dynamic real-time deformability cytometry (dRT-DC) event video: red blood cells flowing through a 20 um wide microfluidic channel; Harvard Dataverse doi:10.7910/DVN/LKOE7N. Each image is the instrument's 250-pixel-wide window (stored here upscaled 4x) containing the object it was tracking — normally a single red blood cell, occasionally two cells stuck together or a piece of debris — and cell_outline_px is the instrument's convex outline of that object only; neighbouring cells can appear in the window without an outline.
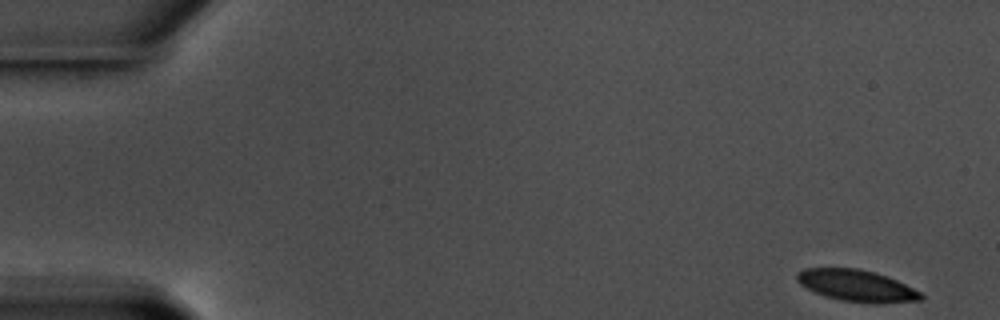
{"species": "common noctule bat (a hibernating species)", "species_latin": "Nyctalus noctula", "temperature_condition": "warm", "stored_images_in_passage": 56, "camera_frame_rate_fps": 3000, "um_per_image_px": 0.085, "animal": {"sex": "male", "body_mass_g": 17.5, "forearm_length_mm": 52.3}, "frame": {"image": 1, "passage_image": 1, "time_ms": 0.0, "image_size_px": [1000, 320], "cell_outline_px": [[924, 296], [920, 300], [840, 300], [816, 292], [800, 284], [796, 280], [796, 272], [804, 268], [860, 268], [896, 280], [920, 292]], "centroid_in_image_um": [72.69, 24.2], "position_along_channel_um": 12.3, "area_um2": 21.39}}
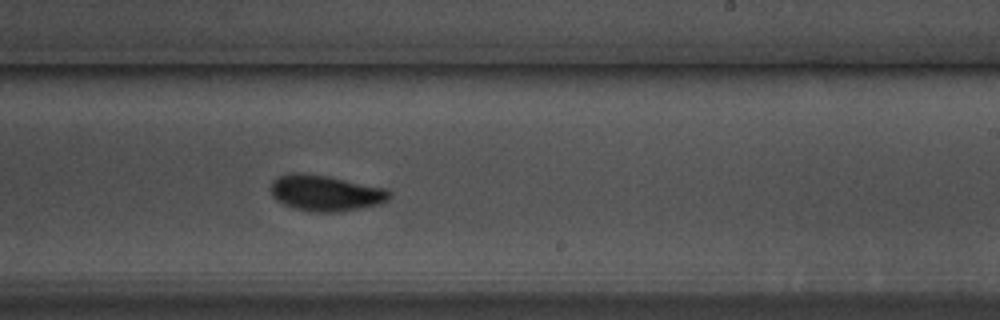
{"frame": {"image": 2, "passage_image": 34, "time_ms": 11.0, "image_size_px": [1000, 320], "cell_outline_px": [[392, 196], [388, 200], [376, 204], [360, 208], [336, 212], [316, 212], [296, 208], [284, 204], [276, 200], [272, 196], [268, 188], [272, 180], [288, 172], [300, 172], [328, 176], [388, 188], [392, 192]], "centroid_in_image_um": [27.65, 16.38], "position_along_channel_um": 261.3, "area_um2": 25.09}}
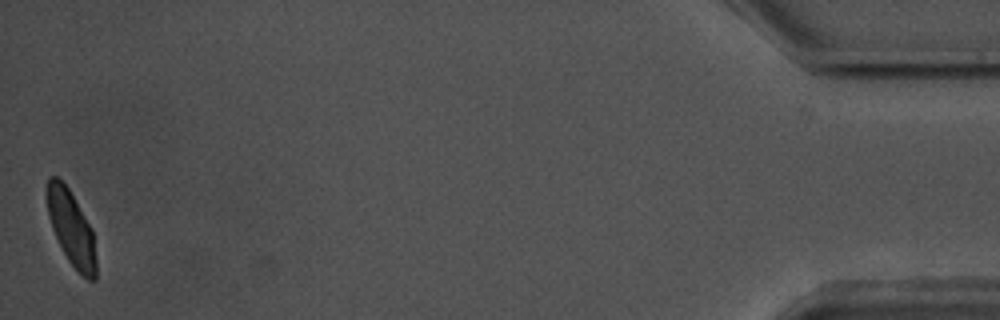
{"frame": {"image": 3, "passage_image": 56, "time_ms": 18.333, "image_size_px": [1000, 320], "cell_outline_px": [[96, 280], [88, 280], [76, 272], [68, 260], [52, 228], [48, 216], [48, 176], [56, 176], [68, 188], [92, 228], [96, 260]], "centroid_in_image_um": [6.09, 19.46], "position_along_channel_um": 429.1, "area_um2": 21.04}, "authors_computed_cell_mechanics": {"area_um2": 23.6691, "velocity_mm_per_s": 3.5299, "shape_relaxation_time_tau1_ms": 9.2973, "shape_relaxation_time_tau2_ms": 1.4248, "deformation_change_tau1": 0.2589, "deformation_change_tau2": 0.0648}}